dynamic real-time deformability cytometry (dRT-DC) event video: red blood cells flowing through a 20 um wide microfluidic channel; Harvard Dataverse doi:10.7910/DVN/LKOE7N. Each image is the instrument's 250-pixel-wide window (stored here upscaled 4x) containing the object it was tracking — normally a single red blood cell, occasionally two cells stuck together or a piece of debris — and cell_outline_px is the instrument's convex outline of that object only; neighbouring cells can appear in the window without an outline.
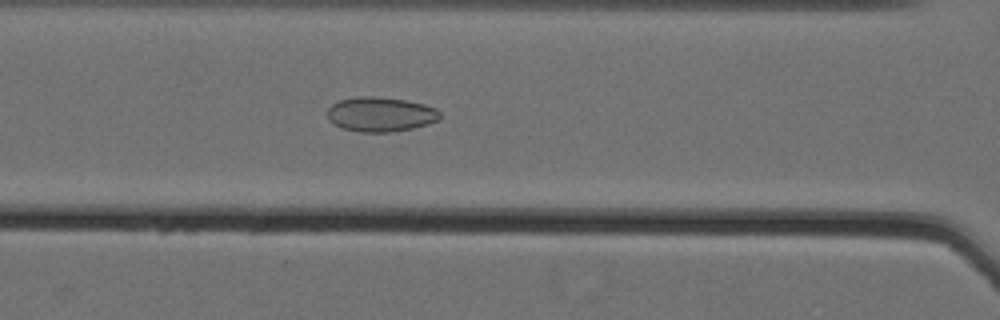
{"species": "Egyptian fruit bat (a non-hibernating species)", "species_latin": "Rousettus aegyptiacus", "temperature_condition": "cold", "stored_images_in_passage": 38, "camera_frame_rate_fps": 3000, "um_per_image_px": 0.085, "animal": {"sex": "female"}, "frame": {"image": 1, "passage_image": 8, "time_ms": 2.333, "image_size_px": [1000, 320], "cell_outline_px": [[440, 120], [428, 124], [412, 128], [388, 132], [360, 132], [344, 128], [328, 120], [328, 108], [332, 104], [340, 100], [356, 96], [372, 96], [404, 100], [424, 104], [436, 108], [440, 112]], "centroid_in_image_um": [32.36, 9.71], "position_along_channel_um": 134.2, "area_um2": 22.6}}
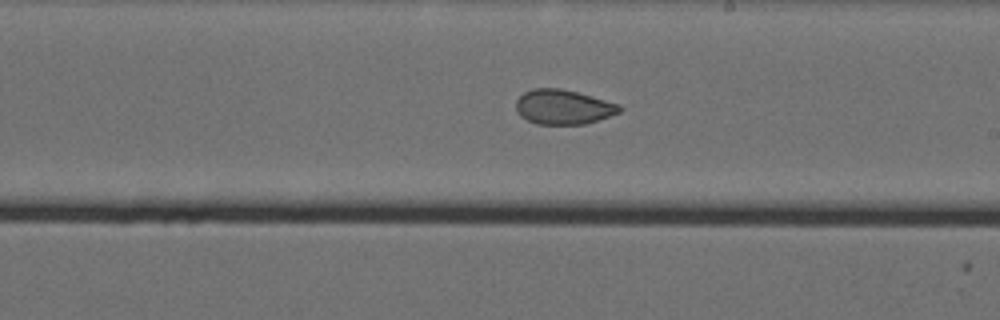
{"frame": {"image": 2, "passage_image": 17, "time_ms": 5.333, "image_size_px": [1000, 320], "cell_outline_px": [[624, 108], [620, 112], [584, 124], [536, 124], [520, 116], [516, 112], [516, 100], [524, 92], [532, 88], [560, 88], [576, 92], [620, 104]], "centroid_in_image_um": [47.85, 9.09], "position_along_channel_um": 241.1, "area_um2": 20.87}}
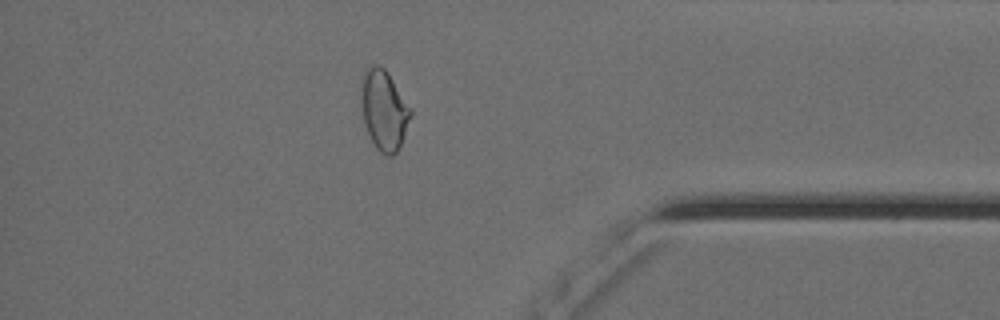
{"frame": {"image": 3, "passage_image": 32, "time_ms": 10.333, "image_size_px": [1000, 320], "cell_outline_px": [[412, 112], [400, 144], [396, 152], [392, 156], [388, 156], [380, 152], [376, 148], [368, 132], [364, 120], [360, 100], [364, 76], [368, 68], [372, 64], [380, 64], [388, 72], [412, 108]], "centroid_in_image_um": [32.65, 9.33], "position_along_channel_um": 402.5, "area_um2": 22.72}, "authors_computed_cell_mechanics": {"area_um2": 21.9929, "velocity_mm_per_s": 3.5683, "shape_relaxation_time_tau1_ms": null, "shape_relaxation_time_tau2_ms": 1.7291, "deformation_change_tau1": null, "deformation_change_tau2": 0.064}}